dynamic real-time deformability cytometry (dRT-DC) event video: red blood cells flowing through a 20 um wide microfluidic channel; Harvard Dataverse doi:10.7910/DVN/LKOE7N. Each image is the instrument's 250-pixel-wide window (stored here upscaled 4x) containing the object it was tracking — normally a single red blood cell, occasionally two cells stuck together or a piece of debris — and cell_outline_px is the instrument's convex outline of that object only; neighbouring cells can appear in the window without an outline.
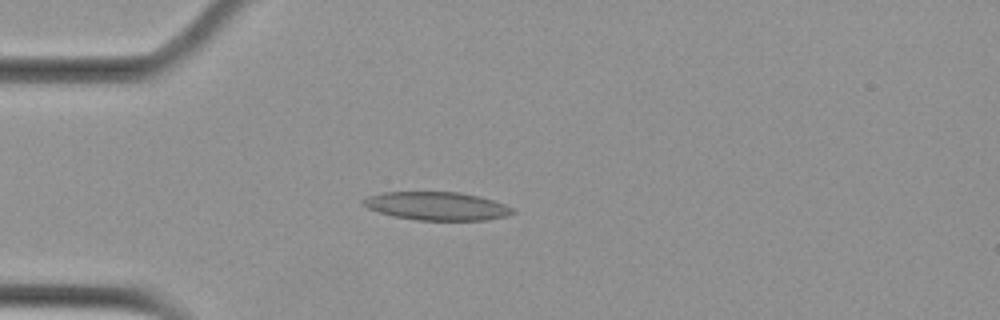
{"species": "Egyptian fruit bat (a non-hibernating species)", "species_latin": "Rousettus aegyptiacus", "temperature_condition": "cold", "stored_images_in_passage": 6, "camera_frame_rate_fps": 3000, "um_per_image_px": 0.085, "animal": {"sex": "female"}, "frame": {"image": 1, "passage_image": 4, "time_ms": 1.0, "image_size_px": [1000, 320], "cell_outline_px": [[516, 212], [508, 216], [488, 220], [416, 220], [396, 216], [380, 212], [368, 208], [360, 200], [368, 196], [384, 192], [460, 192], [480, 196], [504, 204], [512, 208]], "centroid_in_image_um": [37.17, 17.51], "position_along_channel_um": 47.8, "area_um2": 24.57}}
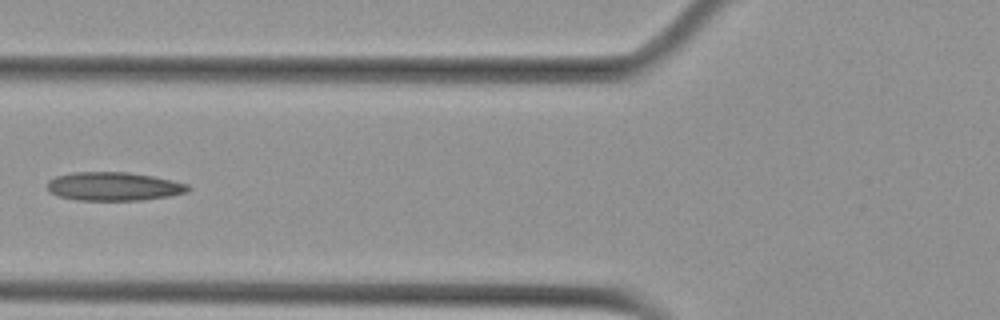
{"frame": {"image": 2, "passage_image": 6, "time_ms": 1.667, "image_size_px": [1000, 320], "cell_outline_px": [[192, 188], [188, 192], [168, 196], [140, 200], [76, 200], [60, 196], [52, 192], [48, 188], [48, 180], [56, 176], [72, 172], [128, 172], [152, 176], [172, 180], [188, 184]], "centroid_in_image_um": [9.7, 15.84], "position_along_channel_um": 116.1, "area_um2": 23.35}}